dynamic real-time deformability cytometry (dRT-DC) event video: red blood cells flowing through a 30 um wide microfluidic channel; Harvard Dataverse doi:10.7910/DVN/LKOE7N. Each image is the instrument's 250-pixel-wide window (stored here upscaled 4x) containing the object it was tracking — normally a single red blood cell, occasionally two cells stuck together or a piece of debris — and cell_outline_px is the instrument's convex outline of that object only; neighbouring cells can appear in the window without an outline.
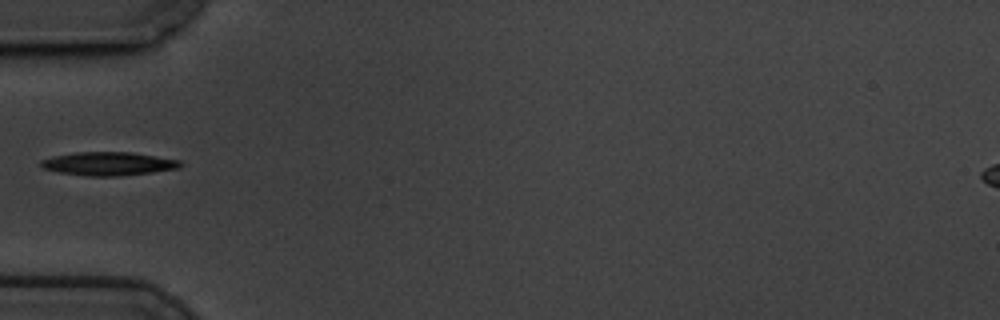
{"species": "common noctule bat (a hibernating species)", "species_latin": "Nyctalus noctula", "temperature_condition": "cold", "stored_images_in_passage": 40, "camera_frame_rate_fps": 3000, "um_per_image_px": 0.085, "animal": {"sex": "male", "body_mass_g": 19.5, "forearm_length_mm": 54.6}, "frame": {"image": 1, "passage_image": 1, "time_ms": 0.0, "image_size_px": [1000, 320], "cell_outline_px": [[184, 164], [180, 168], [152, 172], [120, 176], [88, 176], [60, 172], [44, 168], [40, 164], [40, 160], [56, 156], [76, 152], [132, 152], [180, 160]], "centroid_in_image_um": [9.28, 13.91], "position_along_channel_um": 75.7, "area_um2": 18.96}}
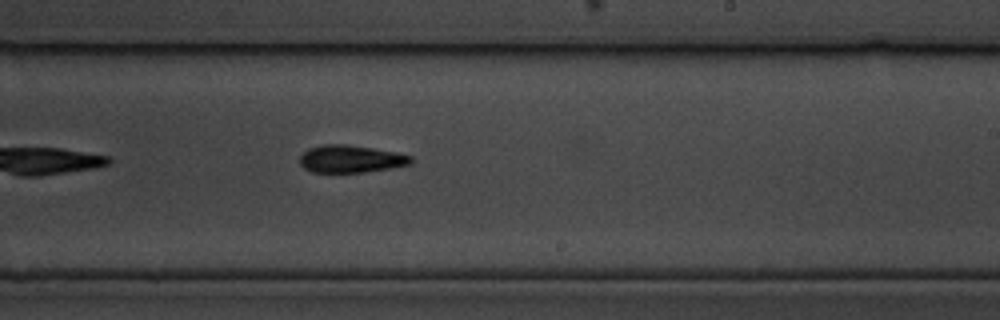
{"frame": {"image": 2, "passage_image": 17, "time_ms": 5.333, "image_size_px": [1000, 320], "cell_outline_px": [[412, 164], [364, 172], [312, 172], [304, 168], [300, 164], [300, 156], [308, 148], [320, 144], [344, 144], [372, 148], [396, 152], [412, 156]], "centroid_in_image_um": [29.79, 13.5], "position_along_channel_um": 259.2, "area_um2": 17.74}}
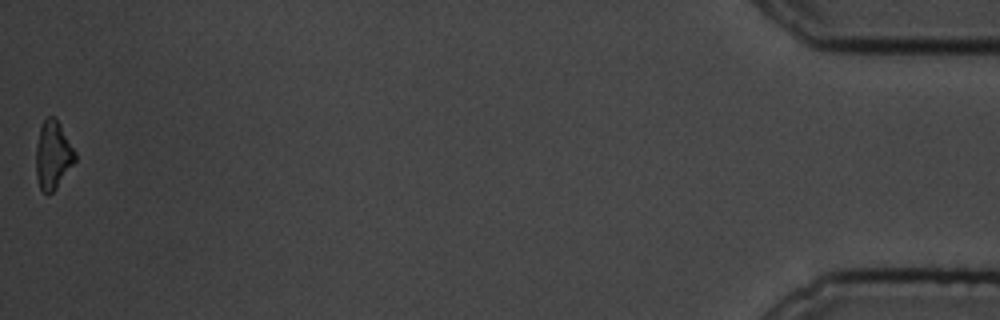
{"frame": {"image": 3, "passage_image": 40, "time_ms": 13.0, "image_size_px": [1000, 320], "cell_outline_px": [[76, 160], [56, 188], [52, 192], [44, 192], [40, 188], [36, 176], [36, 148], [40, 128], [44, 120], [48, 116], [56, 116], [76, 152]], "centroid_in_image_um": [4.51, 13.14], "position_along_channel_um": 430.7, "area_um2": 15.43}}